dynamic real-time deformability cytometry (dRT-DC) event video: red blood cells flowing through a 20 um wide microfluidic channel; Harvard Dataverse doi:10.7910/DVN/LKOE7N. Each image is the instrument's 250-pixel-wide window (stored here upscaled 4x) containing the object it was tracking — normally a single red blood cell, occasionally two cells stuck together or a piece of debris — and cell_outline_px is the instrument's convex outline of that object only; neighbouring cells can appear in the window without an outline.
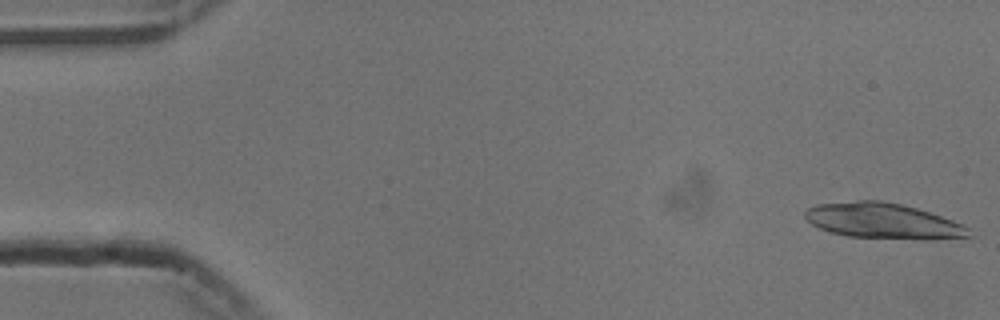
{"species": "common noctule bat (a hibernating species)", "species_latin": "Nyctalus noctula", "temperature_condition": "cold", "stored_images_in_passage": 19, "camera_frame_rate_fps": 3000, "um_per_image_px": 0.085, "animal": {"sex": "male", "body_mass_g": 13.3}, "frame": {"image": 1, "passage_image": 1, "time_ms": 0.0, "image_size_px": [1000, 320], "cell_outline_px": [[972, 236], [936, 240], [924, 240], [848, 236], [832, 232], [820, 228], [812, 224], [804, 216], [804, 212], [808, 208], [816, 204], [856, 200], [880, 200], [900, 204], [916, 208], [952, 220], [968, 228]], "centroid_in_image_um": [75.06, 18.78], "position_along_channel_um": 9.9, "area_um2": 33.87}}
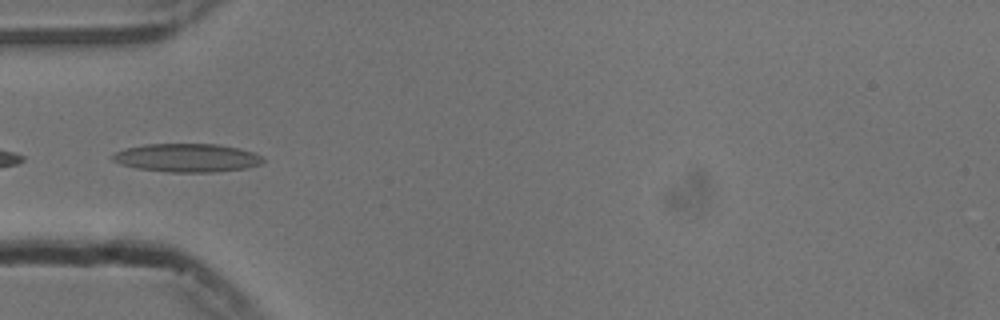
{"frame": {"image": 2, "passage_image": 17, "time_ms": 5.333, "image_size_px": [1000, 320], "cell_outline_px": [[264, 160], [260, 164], [248, 168], [216, 172], [168, 172], [136, 168], [120, 164], [112, 160], [112, 156], [116, 152], [124, 148], [144, 144], [220, 144], [240, 148], [252, 152], [260, 156]], "centroid_in_image_um": [15.89, 13.41], "position_along_channel_um": 69.1, "area_um2": 25.03}}